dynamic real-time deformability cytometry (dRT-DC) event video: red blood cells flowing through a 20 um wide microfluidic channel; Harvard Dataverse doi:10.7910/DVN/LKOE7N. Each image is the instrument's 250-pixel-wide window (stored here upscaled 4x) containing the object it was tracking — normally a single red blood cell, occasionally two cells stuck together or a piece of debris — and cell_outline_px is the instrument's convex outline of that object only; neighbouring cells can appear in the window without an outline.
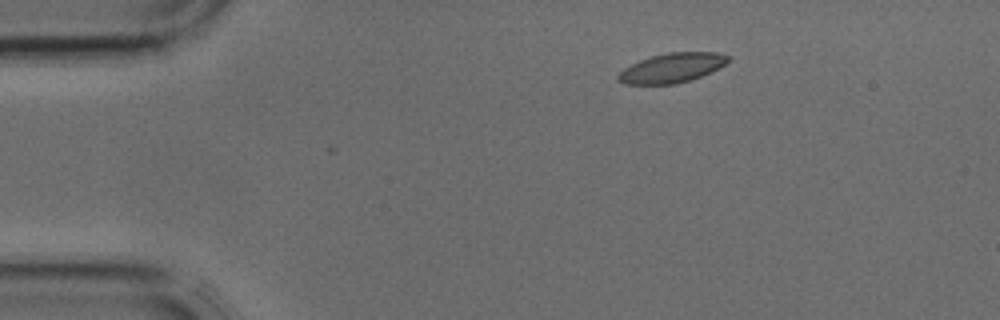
{"species": "common noctule bat (a hibernating species)", "species_latin": "Nyctalus noctula", "temperature_condition": "cold", "stored_images_in_passage": 4, "segment_of_instrument_passage": [1, 2], "camera_frame_rate_fps": 3000, "um_per_image_px": 0.085, "animal": {"sex": "male", "body_mass_g": 17.9, "forearm_length_mm": 54.2}, "frame": {"image": 1, "passage_image": 2, "time_ms": 0.333, "image_size_px": [1000, 320], "cell_outline_px": [[728, 60], [720, 68], [712, 72], [676, 84], [624, 84], [616, 80], [616, 76], [624, 68], [640, 60], [652, 56], [668, 52], [716, 52], [728, 56]], "centroid_in_image_um": [57.08, 5.77], "position_along_channel_um": 27.9, "area_um2": 18.79}}